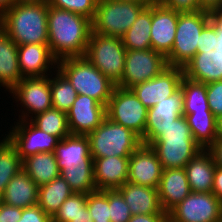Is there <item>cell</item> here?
<instances>
[{
	"mask_svg": "<svg viewBox=\"0 0 222 222\" xmlns=\"http://www.w3.org/2000/svg\"><path fill=\"white\" fill-rule=\"evenodd\" d=\"M47 27L49 49L57 61L85 55L92 33L91 19L48 5Z\"/></svg>",
	"mask_w": 222,
	"mask_h": 222,
	"instance_id": "6da1fadb",
	"label": "cell"
},
{
	"mask_svg": "<svg viewBox=\"0 0 222 222\" xmlns=\"http://www.w3.org/2000/svg\"><path fill=\"white\" fill-rule=\"evenodd\" d=\"M48 2L15 4L1 15L0 27L19 46L48 44Z\"/></svg>",
	"mask_w": 222,
	"mask_h": 222,
	"instance_id": "7a4b0ae2",
	"label": "cell"
},
{
	"mask_svg": "<svg viewBox=\"0 0 222 222\" xmlns=\"http://www.w3.org/2000/svg\"><path fill=\"white\" fill-rule=\"evenodd\" d=\"M165 169L184 168L202 150L195 142L185 116L172 124L149 145Z\"/></svg>",
	"mask_w": 222,
	"mask_h": 222,
	"instance_id": "3957f363",
	"label": "cell"
},
{
	"mask_svg": "<svg viewBox=\"0 0 222 222\" xmlns=\"http://www.w3.org/2000/svg\"><path fill=\"white\" fill-rule=\"evenodd\" d=\"M57 69L70 81L78 95L92 97L107 106L116 84L85 56L59 60Z\"/></svg>",
	"mask_w": 222,
	"mask_h": 222,
	"instance_id": "277c9868",
	"label": "cell"
},
{
	"mask_svg": "<svg viewBox=\"0 0 222 222\" xmlns=\"http://www.w3.org/2000/svg\"><path fill=\"white\" fill-rule=\"evenodd\" d=\"M87 136L90 141L92 158L130 157L142 144L140 137L131 129L117 124L107 117Z\"/></svg>",
	"mask_w": 222,
	"mask_h": 222,
	"instance_id": "5b68a950",
	"label": "cell"
},
{
	"mask_svg": "<svg viewBox=\"0 0 222 222\" xmlns=\"http://www.w3.org/2000/svg\"><path fill=\"white\" fill-rule=\"evenodd\" d=\"M211 20V13L206 11L179 12L175 40L171 52L166 56L168 66H186L197 53L200 34Z\"/></svg>",
	"mask_w": 222,
	"mask_h": 222,
	"instance_id": "8992f818",
	"label": "cell"
},
{
	"mask_svg": "<svg viewBox=\"0 0 222 222\" xmlns=\"http://www.w3.org/2000/svg\"><path fill=\"white\" fill-rule=\"evenodd\" d=\"M146 7L132 1H98L92 20V32L122 37Z\"/></svg>",
	"mask_w": 222,
	"mask_h": 222,
	"instance_id": "52a82bcc",
	"label": "cell"
},
{
	"mask_svg": "<svg viewBox=\"0 0 222 222\" xmlns=\"http://www.w3.org/2000/svg\"><path fill=\"white\" fill-rule=\"evenodd\" d=\"M126 51L121 37L92 32L84 56L117 84L124 72Z\"/></svg>",
	"mask_w": 222,
	"mask_h": 222,
	"instance_id": "ba28073f",
	"label": "cell"
},
{
	"mask_svg": "<svg viewBox=\"0 0 222 222\" xmlns=\"http://www.w3.org/2000/svg\"><path fill=\"white\" fill-rule=\"evenodd\" d=\"M148 108L145 107L131 88L116 86L106 106V117L131 129L140 138L145 133Z\"/></svg>",
	"mask_w": 222,
	"mask_h": 222,
	"instance_id": "9c48e42d",
	"label": "cell"
},
{
	"mask_svg": "<svg viewBox=\"0 0 222 222\" xmlns=\"http://www.w3.org/2000/svg\"><path fill=\"white\" fill-rule=\"evenodd\" d=\"M167 217L173 222H222V202L212 192H191Z\"/></svg>",
	"mask_w": 222,
	"mask_h": 222,
	"instance_id": "30bf717a",
	"label": "cell"
},
{
	"mask_svg": "<svg viewBox=\"0 0 222 222\" xmlns=\"http://www.w3.org/2000/svg\"><path fill=\"white\" fill-rule=\"evenodd\" d=\"M52 76L53 74L44 77H24L10 92L15 101L22 105L19 120H31L53 107L50 87Z\"/></svg>",
	"mask_w": 222,
	"mask_h": 222,
	"instance_id": "8fae6325",
	"label": "cell"
},
{
	"mask_svg": "<svg viewBox=\"0 0 222 222\" xmlns=\"http://www.w3.org/2000/svg\"><path fill=\"white\" fill-rule=\"evenodd\" d=\"M167 67L166 57L153 49L127 50L124 72L116 86L131 88L156 77Z\"/></svg>",
	"mask_w": 222,
	"mask_h": 222,
	"instance_id": "7c38bea8",
	"label": "cell"
},
{
	"mask_svg": "<svg viewBox=\"0 0 222 222\" xmlns=\"http://www.w3.org/2000/svg\"><path fill=\"white\" fill-rule=\"evenodd\" d=\"M16 121L5 135L22 160L37 153L55 151L60 141L57 137L40 130L30 120Z\"/></svg>",
	"mask_w": 222,
	"mask_h": 222,
	"instance_id": "4fadbf2b",
	"label": "cell"
},
{
	"mask_svg": "<svg viewBox=\"0 0 222 222\" xmlns=\"http://www.w3.org/2000/svg\"><path fill=\"white\" fill-rule=\"evenodd\" d=\"M183 115V93L179 89L174 95L160 100L148 108L145 133L140 138L143 145H150L172 122Z\"/></svg>",
	"mask_w": 222,
	"mask_h": 222,
	"instance_id": "5bb4252c",
	"label": "cell"
},
{
	"mask_svg": "<svg viewBox=\"0 0 222 222\" xmlns=\"http://www.w3.org/2000/svg\"><path fill=\"white\" fill-rule=\"evenodd\" d=\"M162 172L156 152L149 145L141 144L129 157L127 182L158 189Z\"/></svg>",
	"mask_w": 222,
	"mask_h": 222,
	"instance_id": "9a60e30c",
	"label": "cell"
},
{
	"mask_svg": "<svg viewBox=\"0 0 222 222\" xmlns=\"http://www.w3.org/2000/svg\"><path fill=\"white\" fill-rule=\"evenodd\" d=\"M105 117V105L92 97L79 94L67 112L70 134L88 135L102 123Z\"/></svg>",
	"mask_w": 222,
	"mask_h": 222,
	"instance_id": "2e32d148",
	"label": "cell"
},
{
	"mask_svg": "<svg viewBox=\"0 0 222 222\" xmlns=\"http://www.w3.org/2000/svg\"><path fill=\"white\" fill-rule=\"evenodd\" d=\"M178 16V11L169 9L160 2L152 4L151 48L165 57L172 50Z\"/></svg>",
	"mask_w": 222,
	"mask_h": 222,
	"instance_id": "e0dca14e",
	"label": "cell"
},
{
	"mask_svg": "<svg viewBox=\"0 0 222 222\" xmlns=\"http://www.w3.org/2000/svg\"><path fill=\"white\" fill-rule=\"evenodd\" d=\"M18 61L23 77H44L49 75L47 72L51 74L50 69H57V60L48 44L19 45Z\"/></svg>",
	"mask_w": 222,
	"mask_h": 222,
	"instance_id": "ac0fdd59",
	"label": "cell"
},
{
	"mask_svg": "<svg viewBox=\"0 0 222 222\" xmlns=\"http://www.w3.org/2000/svg\"><path fill=\"white\" fill-rule=\"evenodd\" d=\"M128 166L129 157L93 158L96 190L119 189L128 180Z\"/></svg>",
	"mask_w": 222,
	"mask_h": 222,
	"instance_id": "d6986e66",
	"label": "cell"
},
{
	"mask_svg": "<svg viewBox=\"0 0 222 222\" xmlns=\"http://www.w3.org/2000/svg\"><path fill=\"white\" fill-rule=\"evenodd\" d=\"M60 173L68 167L93 166L87 135H72L61 139L54 151Z\"/></svg>",
	"mask_w": 222,
	"mask_h": 222,
	"instance_id": "ffe728a7",
	"label": "cell"
},
{
	"mask_svg": "<svg viewBox=\"0 0 222 222\" xmlns=\"http://www.w3.org/2000/svg\"><path fill=\"white\" fill-rule=\"evenodd\" d=\"M157 190L161 206L168 213L191 193L184 168L163 170Z\"/></svg>",
	"mask_w": 222,
	"mask_h": 222,
	"instance_id": "44dd1931",
	"label": "cell"
},
{
	"mask_svg": "<svg viewBox=\"0 0 222 222\" xmlns=\"http://www.w3.org/2000/svg\"><path fill=\"white\" fill-rule=\"evenodd\" d=\"M215 159L209 149H202L184 167L191 192H212Z\"/></svg>",
	"mask_w": 222,
	"mask_h": 222,
	"instance_id": "7402d4cb",
	"label": "cell"
},
{
	"mask_svg": "<svg viewBox=\"0 0 222 222\" xmlns=\"http://www.w3.org/2000/svg\"><path fill=\"white\" fill-rule=\"evenodd\" d=\"M183 75L204 84L222 80V52L216 48L196 53L183 68Z\"/></svg>",
	"mask_w": 222,
	"mask_h": 222,
	"instance_id": "603a6c76",
	"label": "cell"
},
{
	"mask_svg": "<svg viewBox=\"0 0 222 222\" xmlns=\"http://www.w3.org/2000/svg\"><path fill=\"white\" fill-rule=\"evenodd\" d=\"M117 190L122 194L132 215L167 214L161 206L157 188L126 182Z\"/></svg>",
	"mask_w": 222,
	"mask_h": 222,
	"instance_id": "cb8c5ba5",
	"label": "cell"
},
{
	"mask_svg": "<svg viewBox=\"0 0 222 222\" xmlns=\"http://www.w3.org/2000/svg\"><path fill=\"white\" fill-rule=\"evenodd\" d=\"M24 77L18 61V45L0 27V86L11 92Z\"/></svg>",
	"mask_w": 222,
	"mask_h": 222,
	"instance_id": "d4e9b609",
	"label": "cell"
},
{
	"mask_svg": "<svg viewBox=\"0 0 222 222\" xmlns=\"http://www.w3.org/2000/svg\"><path fill=\"white\" fill-rule=\"evenodd\" d=\"M38 188L22 169L9 181L0 201L22 209L37 205Z\"/></svg>",
	"mask_w": 222,
	"mask_h": 222,
	"instance_id": "484cf974",
	"label": "cell"
},
{
	"mask_svg": "<svg viewBox=\"0 0 222 222\" xmlns=\"http://www.w3.org/2000/svg\"><path fill=\"white\" fill-rule=\"evenodd\" d=\"M22 169L38 186L60 176L54 152H41L27 156L22 160Z\"/></svg>",
	"mask_w": 222,
	"mask_h": 222,
	"instance_id": "4316f807",
	"label": "cell"
},
{
	"mask_svg": "<svg viewBox=\"0 0 222 222\" xmlns=\"http://www.w3.org/2000/svg\"><path fill=\"white\" fill-rule=\"evenodd\" d=\"M73 193L68 182L60 175L51 182L39 186L37 205L52 218Z\"/></svg>",
	"mask_w": 222,
	"mask_h": 222,
	"instance_id": "83f0119b",
	"label": "cell"
},
{
	"mask_svg": "<svg viewBox=\"0 0 222 222\" xmlns=\"http://www.w3.org/2000/svg\"><path fill=\"white\" fill-rule=\"evenodd\" d=\"M152 5L147 6L136 21L121 37L126 50H148L151 48Z\"/></svg>",
	"mask_w": 222,
	"mask_h": 222,
	"instance_id": "f1b7e54d",
	"label": "cell"
},
{
	"mask_svg": "<svg viewBox=\"0 0 222 222\" xmlns=\"http://www.w3.org/2000/svg\"><path fill=\"white\" fill-rule=\"evenodd\" d=\"M185 116L195 142L209 149L216 141V117L211 111L194 112Z\"/></svg>",
	"mask_w": 222,
	"mask_h": 222,
	"instance_id": "f546056e",
	"label": "cell"
},
{
	"mask_svg": "<svg viewBox=\"0 0 222 222\" xmlns=\"http://www.w3.org/2000/svg\"><path fill=\"white\" fill-rule=\"evenodd\" d=\"M180 89L183 93V115L211 111L207 100L206 84L183 76Z\"/></svg>",
	"mask_w": 222,
	"mask_h": 222,
	"instance_id": "4dcf8cb0",
	"label": "cell"
},
{
	"mask_svg": "<svg viewBox=\"0 0 222 222\" xmlns=\"http://www.w3.org/2000/svg\"><path fill=\"white\" fill-rule=\"evenodd\" d=\"M0 140V197L9 181L22 170V159L15 147L4 136Z\"/></svg>",
	"mask_w": 222,
	"mask_h": 222,
	"instance_id": "1f68e13d",
	"label": "cell"
},
{
	"mask_svg": "<svg viewBox=\"0 0 222 222\" xmlns=\"http://www.w3.org/2000/svg\"><path fill=\"white\" fill-rule=\"evenodd\" d=\"M40 130L57 137L59 140L70 135L67 113L51 107L30 120Z\"/></svg>",
	"mask_w": 222,
	"mask_h": 222,
	"instance_id": "d6a6232c",
	"label": "cell"
},
{
	"mask_svg": "<svg viewBox=\"0 0 222 222\" xmlns=\"http://www.w3.org/2000/svg\"><path fill=\"white\" fill-rule=\"evenodd\" d=\"M56 73V75H55ZM50 78L52 106L67 113L77 98V92L70 81L57 69Z\"/></svg>",
	"mask_w": 222,
	"mask_h": 222,
	"instance_id": "836d02e7",
	"label": "cell"
},
{
	"mask_svg": "<svg viewBox=\"0 0 222 222\" xmlns=\"http://www.w3.org/2000/svg\"><path fill=\"white\" fill-rule=\"evenodd\" d=\"M183 76V68L168 66L154 77L155 105L180 89Z\"/></svg>",
	"mask_w": 222,
	"mask_h": 222,
	"instance_id": "e575fe53",
	"label": "cell"
},
{
	"mask_svg": "<svg viewBox=\"0 0 222 222\" xmlns=\"http://www.w3.org/2000/svg\"><path fill=\"white\" fill-rule=\"evenodd\" d=\"M60 175L68 182L74 193L89 194L97 191L93 166L68 167Z\"/></svg>",
	"mask_w": 222,
	"mask_h": 222,
	"instance_id": "d590c367",
	"label": "cell"
},
{
	"mask_svg": "<svg viewBox=\"0 0 222 222\" xmlns=\"http://www.w3.org/2000/svg\"><path fill=\"white\" fill-rule=\"evenodd\" d=\"M86 204L87 194L73 193L52 217V222H71L78 216H90Z\"/></svg>",
	"mask_w": 222,
	"mask_h": 222,
	"instance_id": "8d00e7d4",
	"label": "cell"
},
{
	"mask_svg": "<svg viewBox=\"0 0 222 222\" xmlns=\"http://www.w3.org/2000/svg\"><path fill=\"white\" fill-rule=\"evenodd\" d=\"M86 206L92 221L110 220L108 190H97L87 194Z\"/></svg>",
	"mask_w": 222,
	"mask_h": 222,
	"instance_id": "74e56055",
	"label": "cell"
},
{
	"mask_svg": "<svg viewBox=\"0 0 222 222\" xmlns=\"http://www.w3.org/2000/svg\"><path fill=\"white\" fill-rule=\"evenodd\" d=\"M97 0H48V5L83 15L93 20L97 7Z\"/></svg>",
	"mask_w": 222,
	"mask_h": 222,
	"instance_id": "f35d334b",
	"label": "cell"
},
{
	"mask_svg": "<svg viewBox=\"0 0 222 222\" xmlns=\"http://www.w3.org/2000/svg\"><path fill=\"white\" fill-rule=\"evenodd\" d=\"M111 222H128L132 216L129 206L117 190H108Z\"/></svg>",
	"mask_w": 222,
	"mask_h": 222,
	"instance_id": "ab89813d",
	"label": "cell"
},
{
	"mask_svg": "<svg viewBox=\"0 0 222 222\" xmlns=\"http://www.w3.org/2000/svg\"><path fill=\"white\" fill-rule=\"evenodd\" d=\"M219 35L218 28L213 20H211L202 30L200 34L199 46L197 53L205 51H213L218 47Z\"/></svg>",
	"mask_w": 222,
	"mask_h": 222,
	"instance_id": "60d3db41",
	"label": "cell"
},
{
	"mask_svg": "<svg viewBox=\"0 0 222 222\" xmlns=\"http://www.w3.org/2000/svg\"><path fill=\"white\" fill-rule=\"evenodd\" d=\"M209 109L217 118L222 115V80L206 84Z\"/></svg>",
	"mask_w": 222,
	"mask_h": 222,
	"instance_id": "b9f144b4",
	"label": "cell"
},
{
	"mask_svg": "<svg viewBox=\"0 0 222 222\" xmlns=\"http://www.w3.org/2000/svg\"><path fill=\"white\" fill-rule=\"evenodd\" d=\"M131 89L145 107L155 106L154 77L134 85Z\"/></svg>",
	"mask_w": 222,
	"mask_h": 222,
	"instance_id": "7bdbcfd3",
	"label": "cell"
},
{
	"mask_svg": "<svg viewBox=\"0 0 222 222\" xmlns=\"http://www.w3.org/2000/svg\"><path fill=\"white\" fill-rule=\"evenodd\" d=\"M18 222H52V218L38 205L22 209V216Z\"/></svg>",
	"mask_w": 222,
	"mask_h": 222,
	"instance_id": "ee69618b",
	"label": "cell"
},
{
	"mask_svg": "<svg viewBox=\"0 0 222 222\" xmlns=\"http://www.w3.org/2000/svg\"><path fill=\"white\" fill-rule=\"evenodd\" d=\"M159 2L163 6L178 12L199 11L198 0H159Z\"/></svg>",
	"mask_w": 222,
	"mask_h": 222,
	"instance_id": "f6af8a7d",
	"label": "cell"
},
{
	"mask_svg": "<svg viewBox=\"0 0 222 222\" xmlns=\"http://www.w3.org/2000/svg\"><path fill=\"white\" fill-rule=\"evenodd\" d=\"M22 216V208L8 205L0 201V222H18Z\"/></svg>",
	"mask_w": 222,
	"mask_h": 222,
	"instance_id": "bcb514c9",
	"label": "cell"
},
{
	"mask_svg": "<svg viewBox=\"0 0 222 222\" xmlns=\"http://www.w3.org/2000/svg\"><path fill=\"white\" fill-rule=\"evenodd\" d=\"M167 214H137L132 215L128 222H164Z\"/></svg>",
	"mask_w": 222,
	"mask_h": 222,
	"instance_id": "7dc6e473",
	"label": "cell"
},
{
	"mask_svg": "<svg viewBox=\"0 0 222 222\" xmlns=\"http://www.w3.org/2000/svg\"><path fill=\"white\" fill-rule=\"evenodd\" d=\"M212 193L222 202V168L216 167Z\"/></svg>",
	"mask_w": 222,
	"mask_h": 222,
	"instance_id": "c3c4849f",
	"label": "cell"
},
{
	"mask_svg": "<svg viewBox=\"0 0 222 222\" xmlns=\"http://www.w3.org/2000/svg\"><path fill=\"white\" fill-rule=\"evenodd\" d=\"M199 10L213 13L222 9V0H198Z\"/></svg>",
	"mask_w": 222,
	"mask_h": 222,
	"instance_id": "681fc988",
	"label": "cell"
},
{
	"mask_svg": "<svg viewBox=\"0 0 222 222\" xmlns=\"http://www.w3.org/2000/svg\"><path fill=\"white\" fill-rule=\"evenodd\" d=\"M209 150L213 154L216 167L222 168V140H216Z\"/></svg>",
	"mask_w": 222,
	"mask_h": 222,
	"instance_id": "f907efd6",
	"label": "cell"
},
{
	"mask_svg": "<svg viewBox=\"0 0 222 222\" xmlns=\"http://www.w3.org/2000/svg\"><path fill=\"white\" fill-rule=\"evenodd\" d=\"M211 18L218 28V34H222V9L213 12Z\"/></svg>",
	"mask_w": 222,
	"mask_h": 222,
	"instance_id": "816d5d0a",
	"label": "cell"
},
{
	"mask_svg": "<svg viewBox=\"0 0 222 222\" xmlns=\"http://www.w3.org/2000/svg\"><path fill=\"white\" fill-rule=\"evenodd\" d=\"M14 5V0H0V16Z\"/></svg>",
	"mask_w": 222,
	"mask_h": 222,
	"instance_id": "f5cc1de1",
	"label": "cell"
},
{
	"mask_svg": "<svg viewBox=\"0 0 222 222\" xmlns=\"http://www.w3.org/2000/svg\"><path fill=\"white\" fill-rule=\"evenodd\" d=\"M216 140H222V115L216 118Z\"/></svg>",
	"mask_w": 222,
	"mask_h": 222,
	"instance_id": "db71d44e",
	"label": "cell"
},
{
	"mask_svg": "<svg viewBox=\"0 0 222 222\" xmlns=\"http://www.w3.org/2000/svg\"><path fill=\"white\" fill-rule=\"evenodd\" d=\"M116 1H121V2L132 1V2L139 3V4H144L145 6H150L152 4H156L159 2V0H116Z\"/></svg>",
	"mask_w": 222,
	"mask_h": 222,
	"instance_id": "11a10c76",
	"label": "cell"
},
{
	"mask_svg": "<svg viewBox=\"0 0 222 222\" xmlns=\"http://www.w3.org/2000/svg\"><path fill=\"white\" fill-rule=\"evenodd\" d=\"M48 2V0H14L15 4H30V3H40Z\"/></svg>",
	"mask_w": 222,
	"mask_h": 222,
	"instance_id": "9f6ffc18",
	"label": "cell"
},
{
	"mask_svg": "<svg viewBox=\"0 0 222 222\" xmlns=\"http://www.w3.org/2000/svg\"><path fill=\"white\" fill-rule=\"evenodd\" d=\"M71 222H92L90 216H78L75 217Z\"/></svg>",
	"mask_w": 222,
	"mask_h": 222,
	"instance_id": "6f0895ef",
	"label": "cell"
},
{
	"mask_svg": "<svg viewBox=\"0 0 222 222\" xmlns=\"http://www.w3.org/2000/svg\"><path fill=\"white\" fill-rule=\"evenodd\" d=\"M219 35V41H218V51L222 52V34H218Z\"/></svg>",
	"mask_w": 222,
	"mask_h": 222,
	"instance_id": "680465c9",
	"label": "cell"
},
{
	"mask_svg": "<svg viewBox=\"0 0 222 222\" xmlns=\"http://www.w3.org/2000/svg\"><path fill=\"white\" fill-rule=\"evenodd\" d=\"M164 222H173V221L167 217Z\"/></svg>",
	"mask_w": 222,
	"mask_h": 222,
	"instance_id": "91938a15",
	"label": "cell"
},
{
	"mask_svg": "<svg viewBox=\"0 0 222 222\" xmlns=\"http://www.w3.org/2000/svg\"><path fill=\"white\" fill-rule=\"evenodd\" d=\"M92 222H111L110 220H105V221H92Z\"/></svg>",
	"mask_w": 222,
	"mask_h": 222,
	"instance_id": "94428289",
	"label": "cell"
}]
</instances>
